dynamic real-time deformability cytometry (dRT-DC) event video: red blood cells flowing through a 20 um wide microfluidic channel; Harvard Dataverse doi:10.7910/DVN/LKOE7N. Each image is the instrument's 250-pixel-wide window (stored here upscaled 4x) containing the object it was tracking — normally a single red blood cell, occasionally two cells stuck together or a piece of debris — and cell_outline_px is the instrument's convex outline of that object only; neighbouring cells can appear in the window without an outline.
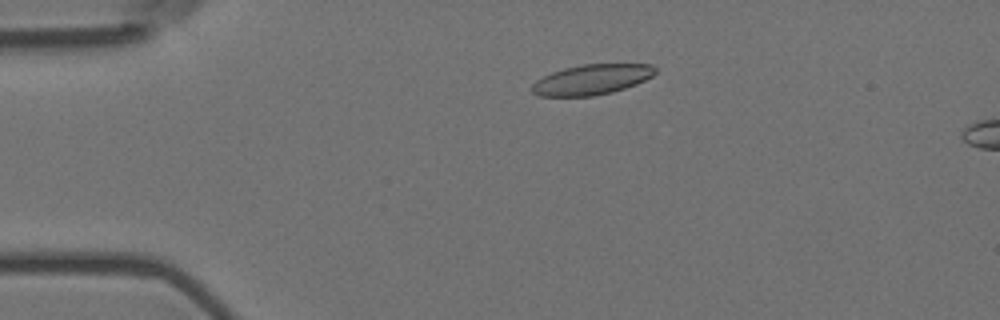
{"species": "Egyptian fruit bat (a non-hibernating species)", "species_latin": "Rousettus aegyptiacus", "temperature_condition": "room temperature", "stored_images_in_passage": 6, "camera_frame_rate_fps": 3000, "um_per_image_px": 0.085, "animal": {"sex": "female"}, "frame": {"image": 1, "passage_image": 4, "time_ms": 1.0, "image_size_px": [1000, 320], "cell_outline_px": [[656, 72], [652, 76], [636, 84], [612, 92], [592, 96], [540, 96], [532, 92], [532, 84], [536, 80], [552, 72], [564, 68], [580, 64], [652, 64], [656, 68]], "centroid_in_image_um": [50.3, 6.75], "position_along_channel_um": 34.7, "area_um2": 21.68}}